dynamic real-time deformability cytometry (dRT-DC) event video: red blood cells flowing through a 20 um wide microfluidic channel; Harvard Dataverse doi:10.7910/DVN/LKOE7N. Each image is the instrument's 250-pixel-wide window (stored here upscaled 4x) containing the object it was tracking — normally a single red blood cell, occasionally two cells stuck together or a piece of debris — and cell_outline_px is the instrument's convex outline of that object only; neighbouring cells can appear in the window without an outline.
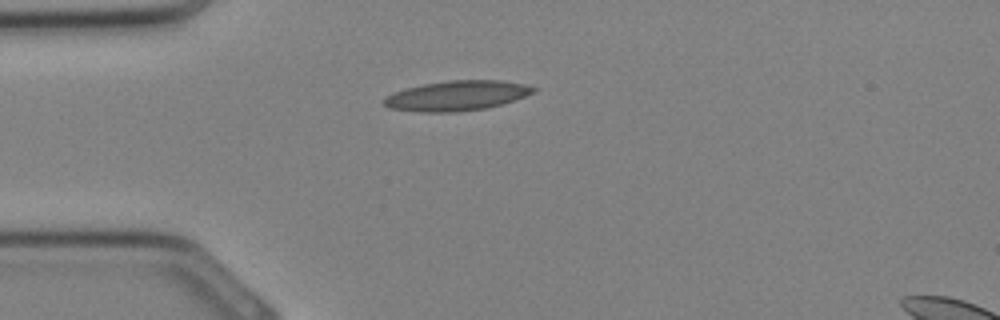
{"species": "Egyptian fruit bat (a non-hibernating species)", "species_latin": "Rousettus aegyptiacus", "temperature_condition": "cold", "stored_images_in_passage": 20, "camera_frame_rate_fps": 3000, "um_per_image_px": 0.085, "animal": {"sex": "female"}, "frame": {"image": 1, "passage_image": 1, "time_ms": 0.0, "image_size_px": [1000, 320], "cell_outline_px": [[536, 92], [516, 100], [484, 108], [456, 112], [420, 112], [388, 108], [380, 100], [384, 96], [392, 92], [424, 84], [448, 80], [500, 80], [524, 84], [536, 88]], "centroid_in_image_um": [38.79, 8.13], "position_along_channel_um": 46.2, "area_um2": 26.18}}
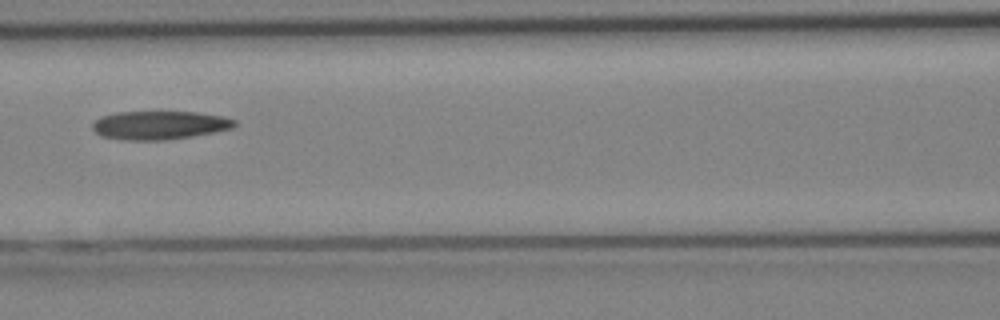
{"frame": {"image": 2, "passage_image": 7, "time_ms": 2.0, "image_size_px": [1000, 320], "cell_outline_px": [[236, 124], [232, 128], [192, 136], [164, 140], [128, 140], [104, 136], [96, 132], [92, 128], [92, 124], [100, 116], [116, 112], [196, 112], [224, 116], [236, 120]], "centroid_in_image_um": [13.56, 10.63], "position_along_channel_um": 153.0, "area_um2": 23.41}}
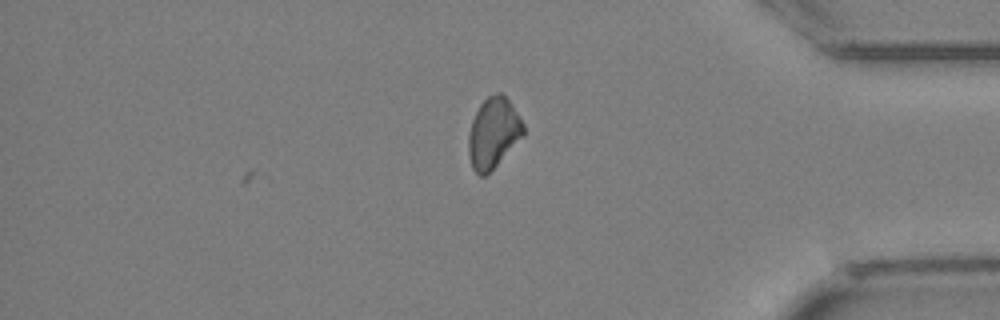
{"frame": {"image": 3, "passage_image": 20, "time_ms": 6.333, "image_size_px": [1000, 320], "cell_outline_px": [[524, 136], [484, 176], [480, 176], [472, 168], [468, 152], [468, 136], [472, 120], [480, 104], [488, 96], [496, 92], [500, 92], [508, 100], [524, 124]], "centroid_in_image_um": [41.92, 11.29], "position_along_channel_um": 393.3, "area_um2": 22.2}}